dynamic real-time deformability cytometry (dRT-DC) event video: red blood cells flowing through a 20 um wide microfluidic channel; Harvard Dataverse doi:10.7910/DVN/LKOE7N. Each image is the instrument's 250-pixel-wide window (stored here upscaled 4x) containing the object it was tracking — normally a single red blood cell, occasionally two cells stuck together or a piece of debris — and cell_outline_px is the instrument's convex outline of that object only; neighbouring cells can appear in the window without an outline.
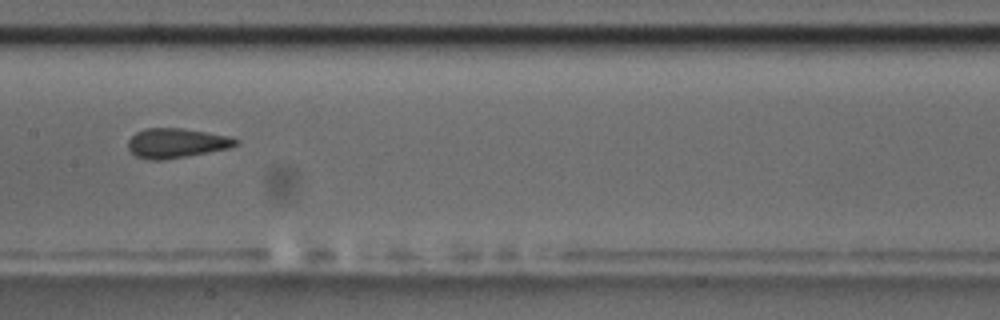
{"species": "common noctule bat (a hibernating species)", "species_latin": "Nyctalus noctula", "temperature_condition": "room temperature", "stored_images_in_passage": 49, "camera_frame_rate_fps": 3000, "um_per_image_px": 0.085, "animal": {"sex": "male", "body_mass_g": 17.5, "forearm_length_mm": 52.3}, "frame": {"image": 1, "passage_image": 22, "time_ms": 7.0, "image_size_px": [1000, 320], "cell_outline_px": [[240, 144], [228, 148], [184, 156], [160, 160], [148, 160], [136, 156], [128, 148], [128, 140], [136, 132], [144, 128], [184, 128], [228, 136], [240, 140]], "centroid_in_image_um": [14.98, 12.15], "position_along_channel_um": 192.4, "area_um2": 18.44}}
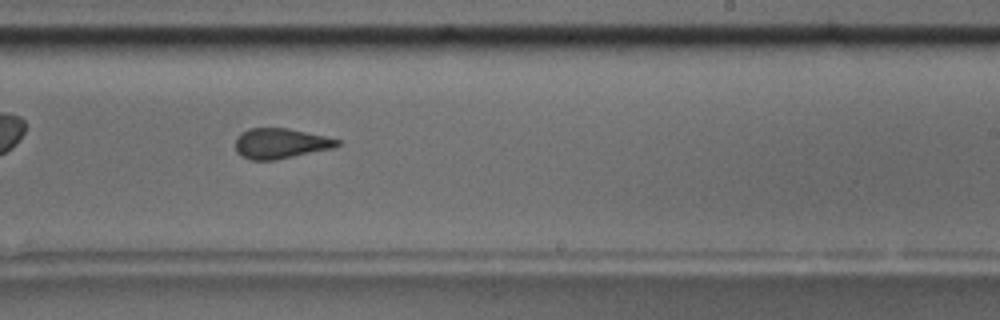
{"frame": {"image": 2, "passage_image": 28, "time_ms": 9.0, "image_size_px": [1000, 320], "cell_outline_px": [[340, 144], [332, 148], [276, 160], [252, 160], [240, 156], [236, 152], [236, 136], [248, 128], [288, 128], [324, 136], [340, 140]], "centroid_in_image_um": [23.8, 12.19], "position_along_channel_um": 265.2, "area_um2": 17.92}, "authors_computed_cell_mechanics": {"area_um2": 18.8428, "velocity_mm_per_s": 3.6514, "shape_relaxation_time_tau1_ms": 8.3811, "shape_relaxation_time_tau2_ms": 1.0717, "deformation_change_tau1": 0.1674, "deformation_change_tau2": 0.0675}}